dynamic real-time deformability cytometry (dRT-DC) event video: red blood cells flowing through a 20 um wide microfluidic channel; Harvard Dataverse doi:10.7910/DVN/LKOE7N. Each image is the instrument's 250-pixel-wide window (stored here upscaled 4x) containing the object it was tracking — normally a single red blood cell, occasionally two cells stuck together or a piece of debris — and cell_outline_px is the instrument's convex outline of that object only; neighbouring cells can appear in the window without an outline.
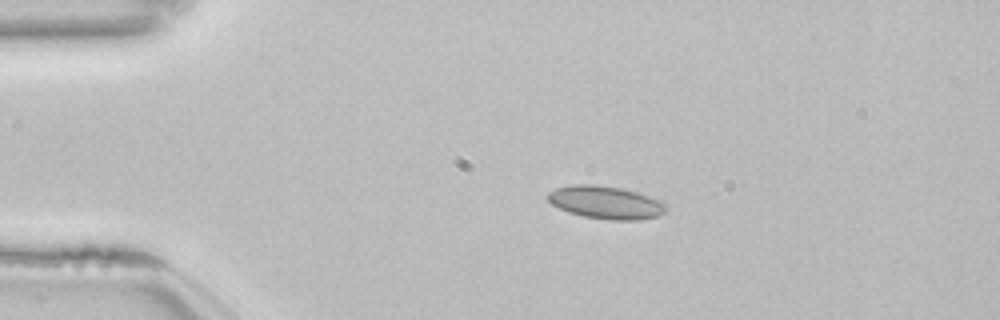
{"species": "common noctule bat (a hibernating species)", "species_latin": "Nyctalus noctula", "temperature_condition": "room temperature", "stored_images_in_passage": 43, "camera_frame_rate_fps": 3000, "um_per_image_px": 0.085, "animal": {"sex": "female", "body_mass_g": 22.7, "forearm_length_mm": 54.2}, "frame": {"image": 1, "passage_image": 1, "time_ms": 0.0, "image_size_px": [1000, 320], "cell_outline_px": [[668, 208], [664, 212], [656, 216], [640, 220], [612, 220], [584, 216], [568, 212], [552, 204], [548, 200], [548, 192], [556, 188], [572, 184], [592, 184], [620, 188], [636, 192], [660, 200]], "centroid_in_image_um": [51.47, 17.2], "position_along_channel_um": 33.5, "area_um2": 22.43}}
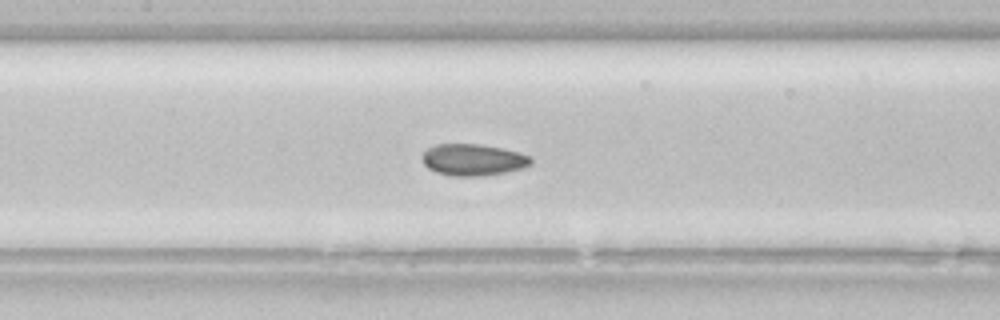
{"frame": {"image": 2, "passage_image": 15, "time_ms": 4.667, "image_size_px": [1000, 320], "cell_outline_px": [[532, 164], [524, 168], [504, 172], [480, 176], [452, 176], [436, 172], [428, 168], [424, 164], [420, 156], [428, 148], [436, 144], [480, 144], [504, 148], [520, 152], [528, 156], [532, 160]], "centroid_in_image_um": [40.2, 13.57], "position_along_channel_um": 167.2, "area_um2": 20.17}}
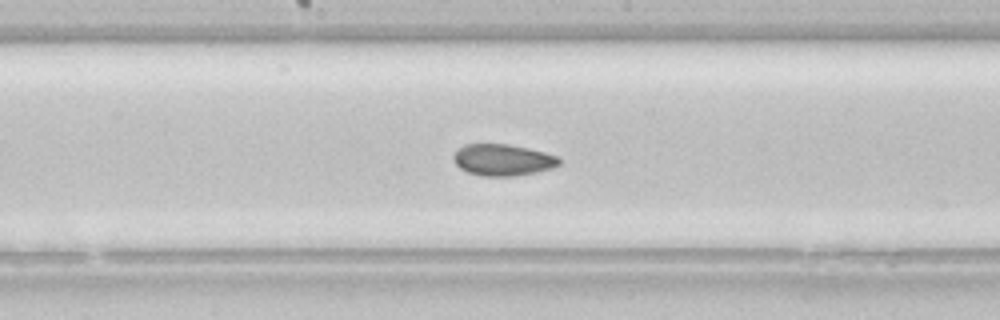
{"frame": {"image": 3, "passage_image": 18, "time_ms": 5.667, "image_size_px": [1000, 320], "cell_outline_px": [[560, 164], [552, 168], [536, 172], [512, 176], [484, 176], [468, 172], [460, 168], [456, 164], [452, 156], [464, 144], [508, 144], [528, 148], [544, 152], [556, 156], [560, 160]], "centroid_in_image_um": [42.73, 13.59], "position_along_channel_um": 205.5, "area_um2": 19.25}, "authors_computed_cell_mechanics": {"area_um2": 20.23, "velocity_mm_per_s": 3.8418, "shape_relaxation_time_tau1_ms": null, "shape_relaxation_time_tau2_ms": 2.2612, "deformation_change_tau1": null, "deformation_change_tau2": 0.0622}}